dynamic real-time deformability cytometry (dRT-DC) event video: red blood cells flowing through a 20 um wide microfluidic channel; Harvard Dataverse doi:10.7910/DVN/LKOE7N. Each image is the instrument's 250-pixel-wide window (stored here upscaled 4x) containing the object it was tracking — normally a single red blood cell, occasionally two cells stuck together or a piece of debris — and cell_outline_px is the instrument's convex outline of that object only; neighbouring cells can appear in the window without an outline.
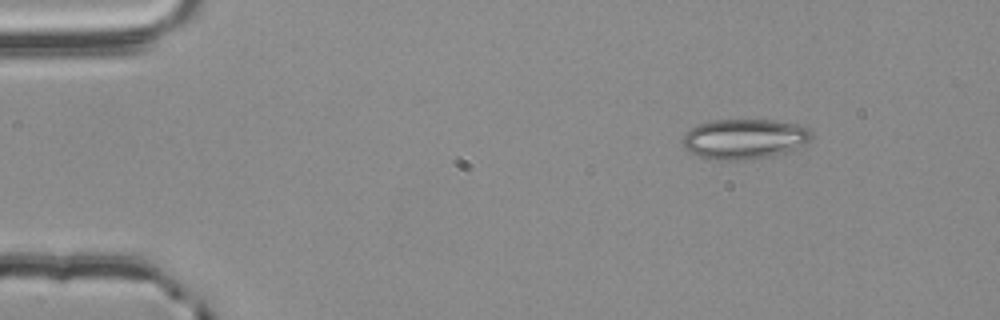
{"species": "common noctule bat (a hibernating species)", "species_latin": "Nyctalus noctula", "temperature_condition": "room temperature", "stored_images_in_passage": 3, "camera_frame_rate_fps": 3000, "um_per_image_px": 0.085, "animal": {"sex": "male", "body_mass_g": 20.4}, "frame": {"image": 1, "passage_image": 1, "time_ms": 0.0, "image_size_px": [1000, 320], "cell_outline_px": [[812, 140], [804, 144], [784, 152], [772, 156], [744, 160], [716, 160], [700, 156], [684, 148], [684, 132], [700, 124], [716, 120], [772, 120], [800, 124], [808, 128], [812, 132]], "centroid_in_image_um": [63.31, 11.8], "position_along_channel_um": 21.7, "area_um2": 29.94}}